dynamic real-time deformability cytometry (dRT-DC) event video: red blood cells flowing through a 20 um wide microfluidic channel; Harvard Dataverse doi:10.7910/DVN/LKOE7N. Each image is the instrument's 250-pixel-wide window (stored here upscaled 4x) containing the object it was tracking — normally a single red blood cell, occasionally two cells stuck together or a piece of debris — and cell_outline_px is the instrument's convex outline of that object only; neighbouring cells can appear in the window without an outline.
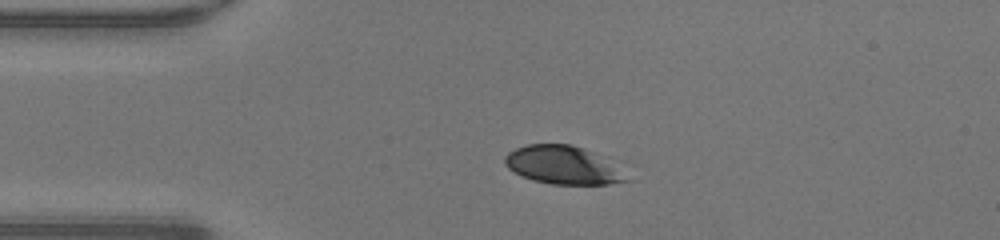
{"species": "human", "species_latin": "Homo sapiens", "temperature_condition": "warm", "stored_images_in_passage": 38, "camera_frame_rate_fps": 3000, "um_per_image_px": 0.085, "donor": {"sex": "male"}, "frame": {"image": 1, "passage_image": 1, "time_ms": 0.0, "image_size_px": [1000, 240], "cell_outline_px": [[636, 180], [608, 184], [552, 184], [532, 180], [508, 168], [504, 164], [504, 156], [508, 152], [516, 148], [528, 144], [572, 144], [584, 148], [592, 152]], "centroid_in_image_um": [47.85, 14.04], "position_along_channel_um": 37.2, "area_um2": 26.88}}
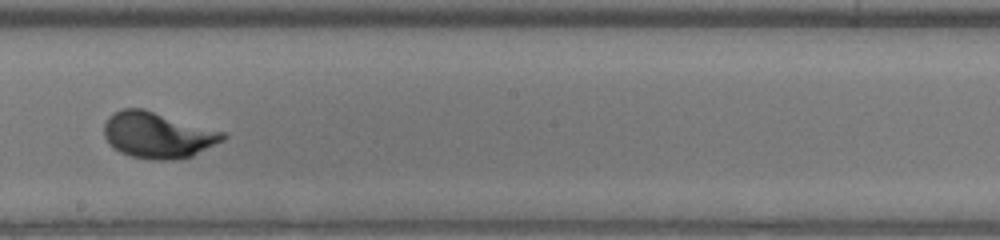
{"frame": {"image": 2, "passage_image": 17, "time_ms": 5.333, "image_size_px": [1000, 240], "cell_outline_px": [[228, 136], [224, 140], [192, 156], [176, 160], [152, 160], [132, 156], [120, 152], [104, 136], [104, 124], [108, 116], [120, 108], [144, 108], [224, 132]], "centroid_in_image_um": [13.42, 11.47], "position_along_channel_um": 234.8, "area_um2": 31.91}}
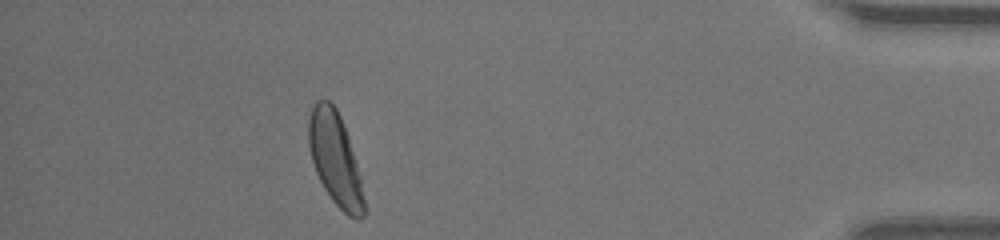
{"frame": {"image": 3, "passage_image": 33, "time_ms": 10.667, "image_size_px": [1000, 240], "cell_outline_px": [[368, 212], [360, 220], [356, 220], [348, 216], [332, 200], [324, 188], [316, 172], [312, 160], [308, 144], [308, 120], [312, 108], [316, 100], [328, 100], [336, 108], [340, 116], [348, 136], [356, 160], [360, 176]], "centroid_in_image_um": [28.52, 13.57], "position_along_channel_um": 406.7, "area_um2": 30.17}, "authors_computed_cell_mechanics": {"area_um2": 30.4895, "velocity_mm_per_s": 4.3129, "shape_relaxation_time_tau1_ms": 1.905, "shape_relaxation_time_tau2_ms": null, "deformation_change_tau1": 0.1712, "deformation_change_tau2": null}}